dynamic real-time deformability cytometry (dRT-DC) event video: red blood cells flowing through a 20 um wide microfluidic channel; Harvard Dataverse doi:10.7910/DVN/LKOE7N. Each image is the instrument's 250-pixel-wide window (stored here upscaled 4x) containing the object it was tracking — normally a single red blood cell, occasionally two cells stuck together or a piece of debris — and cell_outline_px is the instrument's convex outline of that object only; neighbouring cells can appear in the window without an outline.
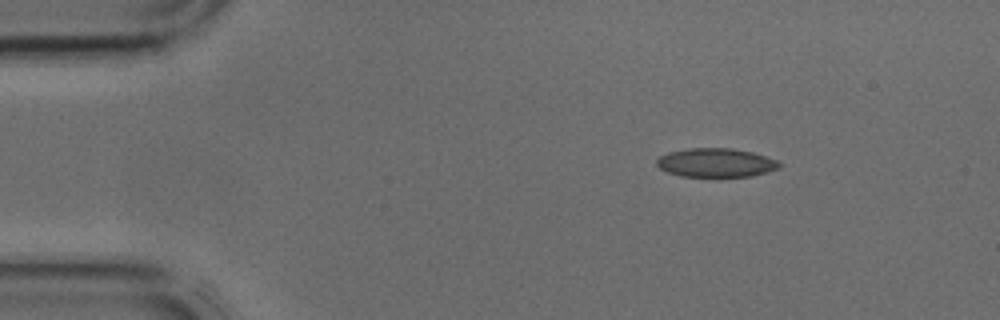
{"species": "common noctule bat (a hibernating species)", "species_latin": "Nyctalus noctula", "temperature_condition": "cold", "stored_images_in_passage": 37, "camera_frame_rate_fps": 3000, "um_per_image_px": 0.085, "animal": {"sex": "male", "body_mass_g": 17.9, "forearm_length_mm": 54.2}, "frame": {"image": 1, "passage_image": 1, "time_ms": 0.0, "image_size_px": [1000, 320], "cell_outline_px": [[780, 168], [752, 176], [680, 176], [668, 172], [660, 168], [656, 164], [656, 160], [660, 156], [668, 152], [688, 148], [732, 148], [752, 152], [776, 160], [780, 164]], "centroid_in_image_um": [60.83, 13.82], "position_along_channel_um": 24.2, "area_um2": 20.46}}
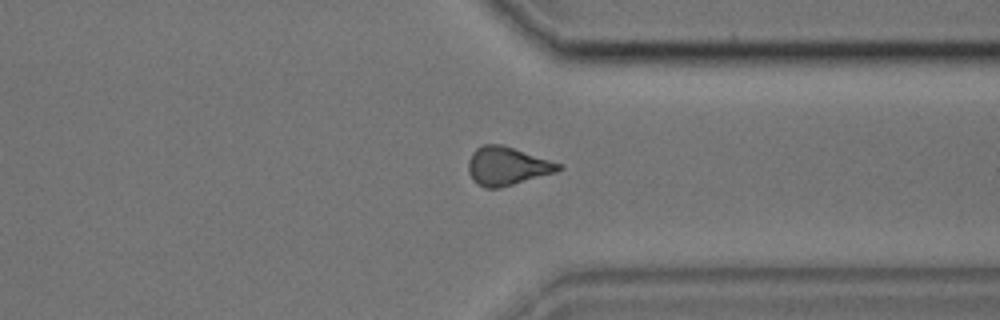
{"frame": {"image": 2, "passage_image": 27, "time_ms": 8.667, "image_size_px": [1000, 320], "cell_outline_px": [[564, 168], [556, 172], [500, 188], [484, 188], [472, 180], [468, 172], [468, 160], [472, 152], [476, 148], [484, 144], [504, 144], [564, 164]], "centroid_in_image_um": [43.12, 14.1], "position_along_channel_um": 368.3, "area_um2": 20.58}}
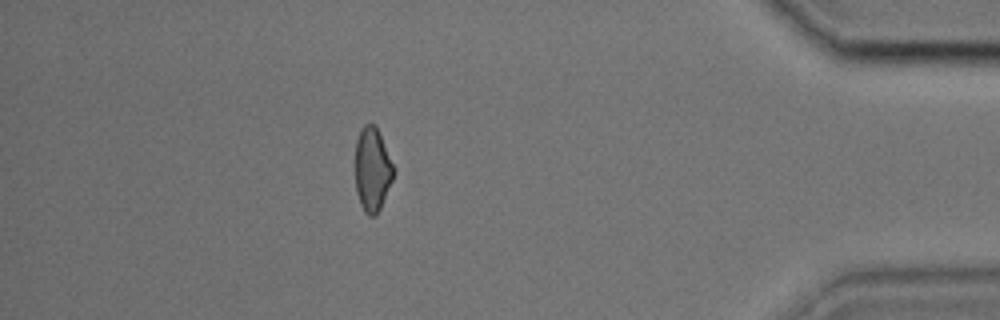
{"frame": {"image": 3, "passage_image": 32, "time_ms": 10.333, "image_size_px": [1000, 320], "cell_outline_px": [[396, 172], [380, 208], [376, 216], [368, 216], [364, 212], [360, 204], [356, 192], [356, 140], [360, 128], [364, 124], [372, 124], [376, 128], [396, 168]], "centroid_in_image_um": [31.66, 14.43], "position_along_channel_um": 403.5, "area_um2": 18.79}}